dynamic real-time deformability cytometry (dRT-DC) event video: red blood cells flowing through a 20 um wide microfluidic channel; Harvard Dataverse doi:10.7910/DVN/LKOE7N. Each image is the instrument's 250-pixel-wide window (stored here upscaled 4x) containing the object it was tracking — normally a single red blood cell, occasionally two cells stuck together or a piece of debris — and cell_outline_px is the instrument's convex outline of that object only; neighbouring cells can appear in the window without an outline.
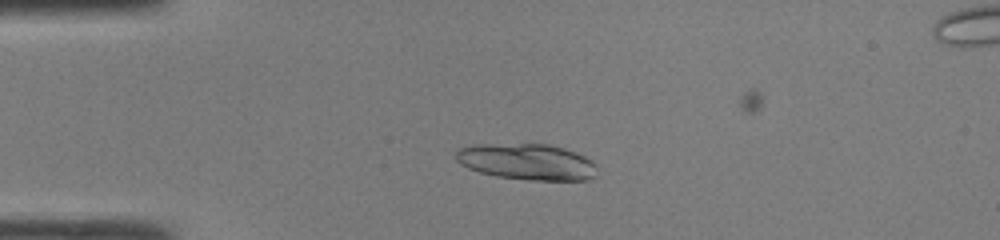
{"species": "common noctule bat (a hibernating species)", "species_latin": "Nyctalus noctula", "temperature_condition": "room temperature", "stored_images_in_passage": 42, "camera_frame_rate_fps": 3000, "um_per_image_px": 0.085, "animal": {"sex": "male", "body_mass_g": 19.0, "forearm_length_mm": 50.8}, "frame": {"image": 1, "passage_image": 7, "time_ms": 2.0, "image_size_px": [1000, 240], "cell_outline_px": [[596, 176], [588, 180], [528, 180], [496, 176], [480, 172], [468, 168], [460, 164], [456, 160], [456, 148], [472, 144], [548, 144], [564, 148], [576, 152], [592, 160], [596, 164]], "centroid_in_image_um": [44.78, 13.75], "position_along_channel_um": 40.2, "area_um2": 30.06}}